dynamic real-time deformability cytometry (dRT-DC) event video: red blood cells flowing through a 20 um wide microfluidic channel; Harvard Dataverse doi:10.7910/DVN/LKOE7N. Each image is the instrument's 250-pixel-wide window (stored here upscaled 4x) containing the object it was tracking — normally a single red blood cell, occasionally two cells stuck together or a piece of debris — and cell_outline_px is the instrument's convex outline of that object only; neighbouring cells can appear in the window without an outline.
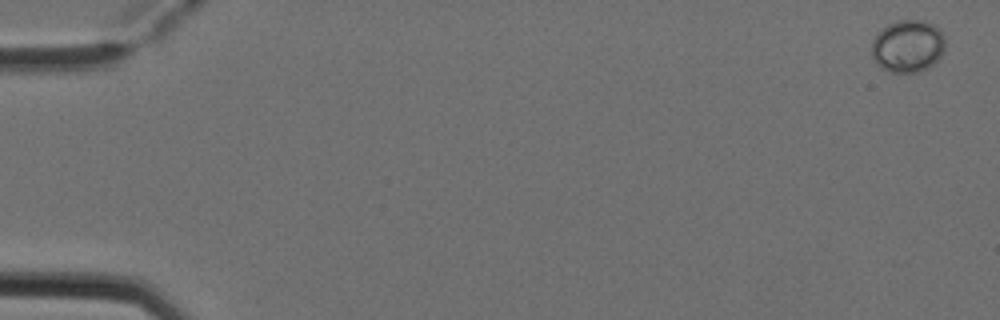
{"species": "Egyptian fruit bat (a non-hibernating species)", "species_latin": "Rousettus aegyptiacus", "temperature_condition": "cold", "stored_images_in_passage": 5, "camera_frame_rate_fps": 3000, "um_per_image_px": 0.085, "animal": {"sex": "female"}, "frame": {"image": 1, "passage_image": 1, "time_ms": 0.0, "image_size_px": [1000, 320], "cell_outline_px": [[944, 52], [932, 64], [916, 72], [892, 72], [880, 68], [876, 64], [872, 56], [872, 40], [876, 32], [880, 28], [896, 20], [924, 20], [940, 28], [944, 36]], "centroid_in_image_um": [77.13, 3.89], "position_along_channel_um": 7.9, "area_um2": 22.66}}
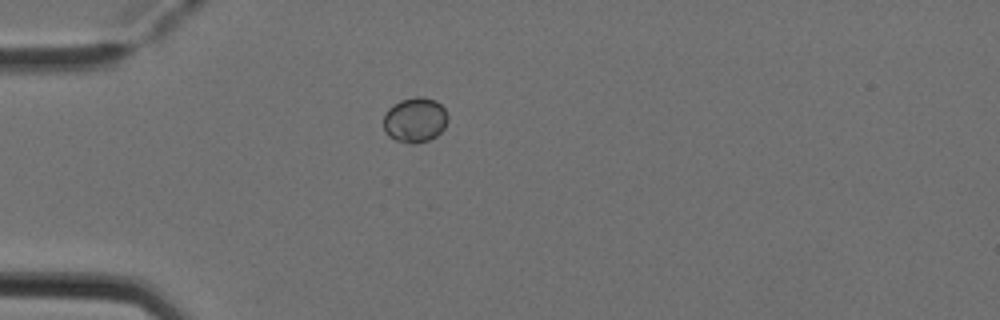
{"frame": {"image": 2, "passage_image": 5, "time_ms": 1.333, "image_size_px": [1000, 320], "cell_outline_px": [[448, 120], [444, 128], [436, 136], [428, 140], [416, 144], [412, 144], [396, 140], [388, 136], [384, 128], [384, 116], [388, 108], [392, 104], [400, 100], [416, 96], [420, 96], [436, 100], [444, 108], [448, 116]], "centroid_in_image_um": [35.28, 10.18], "position_along_channel_um": 49.7, "area_um2": 16.99}}